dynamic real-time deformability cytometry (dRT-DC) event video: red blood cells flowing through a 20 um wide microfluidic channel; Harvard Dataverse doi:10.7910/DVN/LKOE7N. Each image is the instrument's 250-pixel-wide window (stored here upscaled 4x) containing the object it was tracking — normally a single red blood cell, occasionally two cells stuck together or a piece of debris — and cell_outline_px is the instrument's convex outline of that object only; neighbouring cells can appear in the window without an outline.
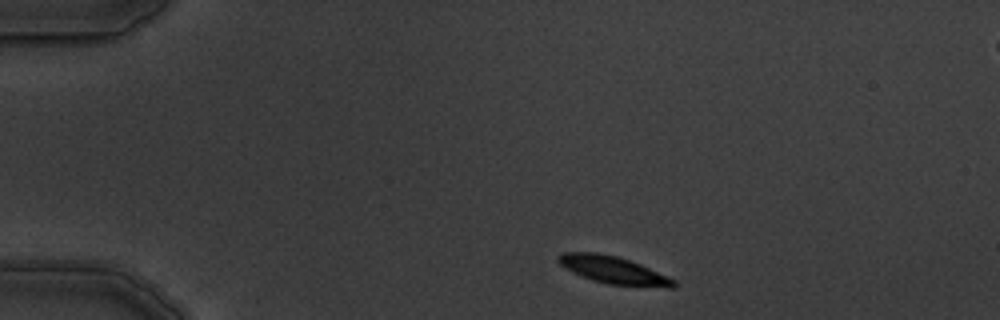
{"species": "common noctule bat (a hibernating species)", "species_latin": "Nyctalus noctula", "temperature_condition": "warm", "stored_images_in_passage": 9, "camera_frame_rate_fps": 3000, "um_per_image_px": 0.085, "animal": {"sex": "male", "body_mass_g": 19.5, "forearm_length_mm": 54.6}, "frame": {"image": 1, "passage_image": 1, "time_ms": 0.0, "image_size_px": [1000, 320], "cell_outline_px": [[676, 288], [668, 288], [608, 284], [592, 280], [572, 272], [564, 268], [556, 260], [556, 256], [564, 252], [596, 252], [616, 256], [640, 264], [676, 280]], "centroid_in_image_um": [52.12, 22.96], "position_along_channel_um": 32.9, "area_um2": 18.5}}
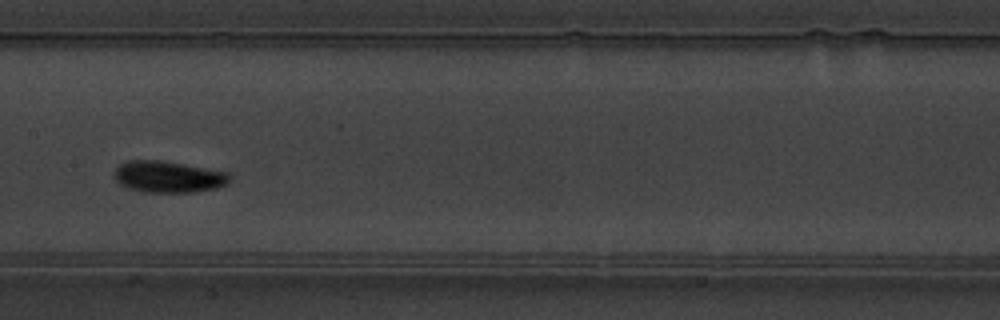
{"frame": {"image": 2, "passage_image": 6, "time_ms": 6.0, "image_size_px": [1000, 320], "cell_outline_px": [[228, 184], [216, 188], [196, 192], [148, 192], [128, 188], [120, 184], [112, 176], [112, 172], [120, 164], [128, 160], [160, 160], [228, 172]], "centroid_in_image_um": [14.26, 15.02], "position_along_channel_um": 193.1, "area_um2": 21.15}}
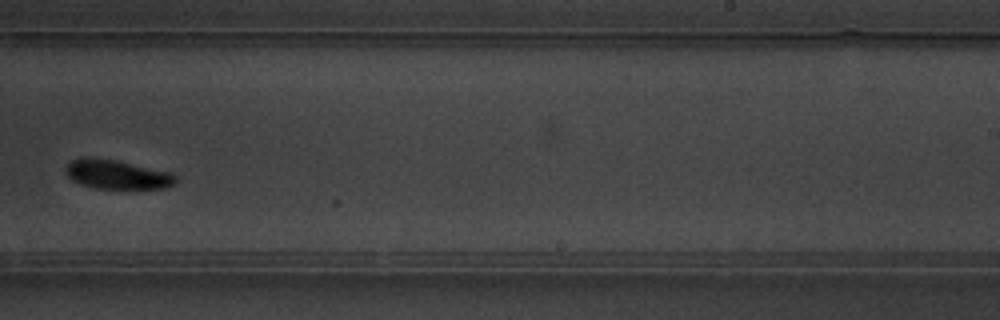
{"frame": {"image": 3, "passage_image": 8, "time_ms": 8.333, "image_size_px": [1000, 320], "cell_outline_px": [[176, 184], [168, 188], [124, 192], [92, 188], [80, 184], [72, 180], [64, 172], [64, 168], [72, 160], [80, 156], [88, 156], [116, 160], [172, 172], [176, 176]], "centroid_in_image_um": [9.98, 14.88], "position_along_channel_um": 279.0, "area_um2": 20.11}}